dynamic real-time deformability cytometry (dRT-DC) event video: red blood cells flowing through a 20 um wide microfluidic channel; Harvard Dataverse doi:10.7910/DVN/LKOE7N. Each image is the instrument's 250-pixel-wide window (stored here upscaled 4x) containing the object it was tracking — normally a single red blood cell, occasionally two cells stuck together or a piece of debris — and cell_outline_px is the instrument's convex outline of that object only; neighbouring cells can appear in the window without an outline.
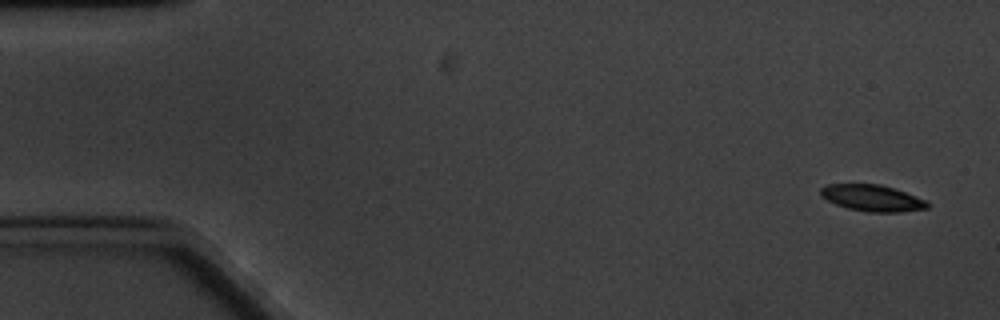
{"species": "common noctule bat (a hibernating species)", "species_latin": "Nyctalus noctula", "temperature_condition": "cold", "stored_images_in_passage": 6, "camera_frame_rate_fps": 3000, "um_per_image_px": 0.085, "animal": {"sex": "male", "body_mass_g": 20.1, "forearm_length_mm": 53.5}, "frame": {"image": 1, "passage_image": 1, "time_ms": 0.0, "image_size_px": [1000, 320], "cell_outline_px": [[928, 208], [900, 212], [868, 212], [848, 208], [836, 204], [820, 196], [820, 188], [828, 184], [880, 184], [904, 192], [924, 200], [928, 204]], "centroid_in_image_um": [74.09, 16.83], "position_along_channel_um": 10.9, "area_um2": 16.18}}
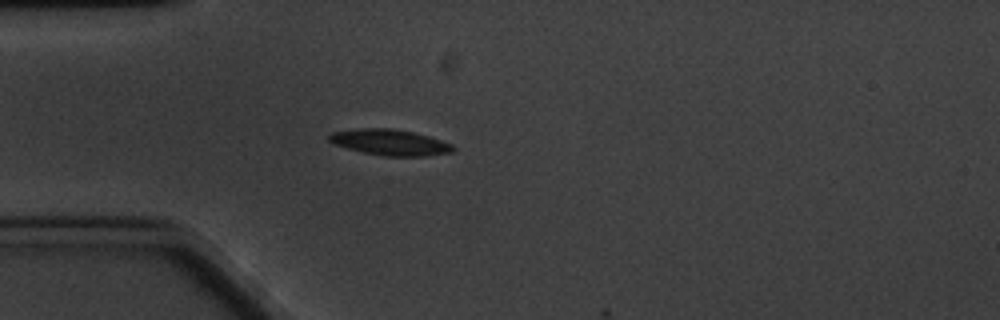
{"frame": {"image": 2, "passage_image": 5, "time_ms": 4.667, "image_size_px": [1000, 320], "cell_outline_px": [[456, 148], [452, 152], [424, 156], [384, 156], [364, 152], [332, 144], [328, 140], [328, 136], [332, 132], [360, 128], [392, 128], [412, 132], [428, 136], [452, 144]], "centroid_in_image_um": [33.13, 12.1], "position_along_channel_um": 51.9, "area_um2": 18.61}}